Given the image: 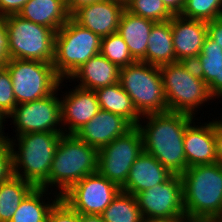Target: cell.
Instances as JSON below:
<instances>
[{"label":"cell","mask_w":222,"mask_h":222,"mask_svg":"<svg viewBox=\"0 0 222 222\" xmlns=\"http://www.w3.org/2000/svg\"><path fill=\"white\" fill-rule=\"evenodd\" d=\"M148 124L138 125L144 152L154 156L172 174L181 175L187 169L183 137L194 116L181 112L146 114Z\"/></svg>","instance_id":"1"},{"label":"cell","mask_w":222,"mask_h":222,"mask_svg":"<svg viewBox=\"0 0 222 222\" xmlns=\"http://www.w3.org/2000/svg\"><path fill=\"white\" fill-rule=\"evenodd\" d=\"M187 222L222 216V165L218 162L188 167L181 175Z\"/></svg>","instance_id":"2"},{"label":"cell","mask_w":222,"mask_h":222,"mask_svg":"<svg viewBox=\"0 0 222 222\" xmlns=\"http://www.w3.org/2000/svg\"><path fill=\"white\" fill-rule=\"evenodd\" d=\"M98 150L75 134H62L53 157L48 179L40 186L58 185L59 195L85 176L97 172Z\"/></svg>","instance_id":"3"},{"label":"cell","mask_w":222,"mask_h":222,"mask_svg":"<svg viewBox=\"0 0 222 222\" xmlns=\"http://www.w3.org/2000/svg\"><path fill=\"white\" fill-rule=\"evenodd\" d=\"M159 69L169 111L193 116L196 107L213 98L194 63L175 62Z\"/></svg>","instance_id":"4"},{"label":"cell","mask_w":222,"mask_h":222,"mask_svg":"<svg viewBox=\"0 0 222 222\" xmlns=\"http://www.w3.org/2000/svg\"><path fill=\"white\" fill-rule=\"evenodd\" d=\"M62 134L64 133L38 132L19 135L18 153L14 151L13 141L7 138L12 151L13 174L29 181L35 187H40L49 177L55 150ZM17 168H24V174H20Z\"/></svg>","instance_id":"5"},{"label":"cell","mask_w":222,"mask_h":222,"mask_svg":"<svg viewBox=\"0 0 222 222\" xmlns=\"http://www.w3.org/2000/svg\"><path fill=\"white\" fill-rule=\"evenodd\" d=\"M101 37L70 18L56 33L53 67L63 80L100 53Z\"/></svg>","instance_id":"6"},{"label":"cell","mask_w":222,"mask_h":222,"mask_svg":"<svg viewBox=\"0 0 222 222\" xmlns=\"http://www.w3.org/2000/svg\"><path fill=\"white\" fill-rule=\"evenodd\" d=\"M119 83L140 115L169 111L159 67L135 61L120 68Z\"/></svg>","instance_id":"7"},{"label":"cell","mask_w":222,"mask_h":222,"mask_svg":"<svg viewBox=\"0 0 222 222\" xmlns=\"http://www.w3.org/2000/svg\"><path fill=\"white\" fill-rule=\"evenodd\" d=\"M11 59L54 61L55 31L18 14L6 16Z\"/></svg>","instance_id":"8"},{"label":"cell","mask_w":222,"mask_h":222,"mask_svg":"<svg viewBox=\"0 0 222 222\" xmlns=\"http://www.w3.org/2000/svg\"><path fill=\"white\" fill-rule=\"evenodd\" d=\"M6 68L11 76L17 104L32 102L51 95L62 81L56 74L53 63L10 59Z\"/></svg>","instance_id":"9"},{"label":"cell","mask_w":222,"mask_h":222,"mask_svg":"<svg viewBox=\"0 0 222 222\" xmlns=\"http://www.w3.org/2000/svg\"><path fill=\"white\" fill-rule=\"evenodd\" d=\"M143 151L141 131L138 126H133L98 150L97 172L121 188L126 183L132 164Z\"/></svg>","instance_id":"10"},{"label":"cell","mask_w":222,"mask_h":222,"mask_svg":"<svg viewBox=\"0 0 222 222\" xmlns=\"http://www.w3.org/2000/svg\"><path fill=\"white\" fill-rule=\"evenodd\" d=\"M135 197L144 219L186 221L180 175L173 174L166 182L154 185Z\"/></svg>","instance_id":"11"},{"label":"cell","mask_w":222,"mask_h":222,"mask_svg":"<svg viewBox=\"0 0 222 222\" xmlns=\"http://www.w3.org/2000/svg\"><path fill=\"white\" fill-rule=\"evenodd\" d=\"M121 188L98 172L72 185L61 199L79 214L101 215Z\"/></svg>","instance_id":"12"},{"label":"cell","mask_w":222,"mask_h":222,"mask_svg":"<svg viewBox=\"0 0 222 222\" xmlns=\"http://www.w3.org/2000/svg\"><path fill=\"white\" fill-rule=\"evenodd\" d=\"M9 116L14 118L19 133L17 136L38 132L64 133L56 128L61 122V104L54 93L32 102L17 104Z\"/></svg>","instance_id":"13"},{"label":"cell","mask_w":222,"mask_h":222,"mask_svg":"<svg viewBox=\"0 0 222 222\" xmlns=\"http://www.w3.org/2000/svg\"><path fill=\"white\" fill-rule=\"evenodd\" d=\"M124 0H99L76 10L71 18L101 38L118 32Z\"/></svg>","instance_id":"14"},{"label":"cell","mask_w":222,"mask_h":222,"mask_svg":"<svg viewBox=\"0 0 222 222\" xmlns=\"http://www.w3.org/2000/svg\"><path fill=\"white\" fill-rule=\"evenodd\" d=\"M171 29L176 62L193 63L201 53L207 36V22L174 15Z\"/></svg>","instance_id":"15"},{"label":"cell","mask_w":222,"mask_h":222,"mask_svg":"<svg viewBox=\"0 0 222 222\" xmlns=\"http://www.w3.org/2000/svg\"><path fill=\"white\" fill-rule=\"evenodd\" d=\"M132 127L122 116L100 109L75 135L100 150Z\"/></svg>","instance_id":"16"},{"label":"cell","mask_w":222,"mask_h":222,"mask_svg":"<svg viewBox=\"0 0 222 222\" xmlns=\"http://www.w3.org/2000/svg\"><path fill=\"white\" fill-rule=\"evenodd\" d=\"M60 104L61 121L69 124L68 134H75L101 109L95 92L78 86Z\"/></svg>","instance_id":"17"},{"label":"cell","mask_w":222,"mask_h":222,"mask_svg":"<svg viewBox=\"0 0 222 222\" xmlns=\"http://www.w3.org/2000/svg\"><path fill=\"white\" fill-rule=\"evenodd\" d=\"M172 175L154 156L143 151L132 164L121 191L135 196L154 185L166 182Z\"/></svg>","instance_id":"18"},{"label":"cell","mask_w":222,"mask_h":222,"mask_svg":"<svg viewBox=\"0 0 222 222\" xmlns=\"http://www.w3.org/2000/svg\"><path fill=\"white\" fill-rule=\"evenodd\" d=\"M191 124L186 126L183 137L187 168L217 162L214 121L201 127Z\"/></svg>","instance_id":"19"},{"label":"cell","mask_w":222,"mask_h":222,"mask_svg":"<svg viewBox=\"0 0 222 222\" xmlns=\"http://www.w3.org/2000/svg\"><path fill=\"white\" fill-rule=\"evenodd\" d=\"M212 96H222V47L206 36L201 53L193 62Z\"/></svg>","instance_id":"20"},{"label":"cell","mask_w":222,"mask_h":222,"mask_svg":"<svg viewBox=\"0 0 222 222\" xmlns=\"http://www.w3.org/2000/svg\"><path fill=\"white\" fill-rule=\"evenodd\" d=\"M154 23L126 9L121 14L118 33L126 42L131 56L136 61H141L145 57L148 38Z\"/></svg>","instance_id":"21"},{"label":"cell","mask_w":222,"mask_h":222,"mask_svg":"<svg viewBox=\"0 0 222 222\" xmlns=\"http://www.w3.org/2000/svg\"><path fill=\"white\" fill-rule=\"evenodd\" d=\"M18 15L55 32L71 18L66 0H29Z\"/></svg>","instance_id":"22"},{"label":"cell","mask_w":222,"mask_h":222,"mask_svg":"<svg viewBox=\"0 0 222 222\" xmlns=\"http://www.w3.org/2000/svg\"><path fill=\"white\" fill-rule=\"evenodd\" d=\"M120 68L100 53L91 57L71 77L80 78L78 87L97 90L119 82Z\"/></svg>","instance_id":"23"},{"label":"cell","mask_w":222,"mask_h":222,"mask_svg":"<svg viewBox=\"0 0 222 222\" xmlns=\"http://www.w3.org/2000/svg\"><path fill=\"white\" fill-rule=\"evenodd\" d=\"M141 61L157 67L176 62L171 19L153 24L148 38L146 54Z\"/></svg>","instance_id":"24"},{"label":"cell","mask_w":222,"mask_h":222,"mask_svg":"<svg viewBox=\"0 0 222 222\" xmlns=\"http://www.w3.org/2000/svg\"><path fill=\"white\" fill-rule=\"evenodd\" d=\"M101 110L122 116L132 126H138L140 114L135 109L132 99L125 92L119 82L99 88L94 91Z\"/></svg>","instance_id":"25"},{"label":"cell","mask_w":222,"mask_h":222,"mask_svg":"<svg viewBox=\"0 0 222 222\" xmlns=\"http://www.w3.org/2000/svg\"><path fill=\"white\" fill-rule=\"evenodd\" d=\"M34 188L32 183L15 175L0 183V222H10L23 199Z\"/></svg>","instance_id":"26"},{"label":"cell","mask_w":222,"mask_h":222,"mask_svg":"<svg viewBox=\"0 0 222 222\" xmlns=\"http://www.w3.org/2000/svg\"><path fill=\"white\" fill-rule=\"evenodd\" d=\"M45 191L44 188L35 187L23 199L10 222H47L50 210L61 196L58 194L52 204H44L43 201L41 202V197H43Z\"/></svg>","instance_id":"27"},{"label":"cell","mask_w":222,"mask_h":222,"mask_svg":"<svg viewBox=\"0 0 222 222\" xmlns=\"http://www.w3.org/2000/svg\"><path fill=\"white\" fill-rule=\"evenodd\" d=\"M104 222H142L144 220L133 194L120 191L101 214Z\"/></svg>","instance_id":"28"},{"label":"cell","mask_w":222,"mask_h":222,"mask_svg":"<svg viewBox=\"0 0 222 222\" xmlns=\"http://www.w3.org/2000/svg\"><path fill=\"white\" fill-rule=\"evenodd\" d=\"M100 54L119 68L126 67L136 61L118 32L101 38Z\"/></svg>","instance_id":"29"},{"label":"cell","mask_w":222,"mask_h":222,"mask_svg":"<svg viewBox=\"0 0 222 222\" xmlns=\"http://www.w3.org/2000/svg\"><path fill=\"white\" fill-rule=\"evenodd\" d=\"M125 9L132 14L154 22L170 20L174 15L165 7L162 0H124Z\"/></svg>","instance_id":"30"},{"label":"cell","mask_w":222,"mask_h":222,"mask_svg":"<svg viewBox=\"0 0 222 222\" xmlns=\"http://www.w3.org/2000/svg\"><path fill=\"white\" fill-rule=\"evenodd\" d=\"M221 6L222 0H185L180 16L208 22L222 17Z\"/></svg>","instance_id":"31"},{"label":"cell","mask_w":222,"mask_h":222,"mask_svg":"<svg viewBox=\"0 0 222 222\" xmlns=\"http://www.w3.org/2000/svg\"><path fill=\"white\" fill-rule=\"evenodd\" d=\"M16 106L10 73L7 68H0V113L9 117Z\"/></svg>","instance_id":"32"},{"label":"cell","mask_w":222,"mask_h":222,"mask_svg":"<svg viewBox=\"0 0 222 222\" xmlns=\"http://www.w3.org/2000/svg\"><path fill=\"white\" fill-rule=\"evenodd\" d=\"M47 222H80V214L60 198L50 210Z\"/></svg>","instance_id":"33"},{"label":"cell","mask_w":222,"mask_h":222,"mask_svg":"<svg viewBox=\"0 0 222 222\" xmlns=\"http://www.w3.org/2000/svg\"><path fill=\"white\" fill-rule=\"evenodd\" d=\"M12 151L9 142L0 145V183L13 176Z\"/></svg>","instance_id":"34"},{"label":"cell","mask_w":222,"mask_h":222,"mask_svg":"<svg viewBox=\"0 0 222 222\" xmlns=\"http://www.w3.org/2000/svg\"><path fill=\"white\" fill-rule=\"evenodd\" d=\"M10 59L6 16L0 15V68H6Z\"/></svg>","instance_id":"35"},{"label":"cell","mask_w":222,"mask_h":222,"mask_svg":"<svg viewBox=\"0 0 222 222\" xmlns=\"http://www.w3.org/2000/svg\"><path fill=\"white\" fill-rule=\"evenodd\" d=\"M29 0H0V15L18 14Z\"/></svg>","instance_id":"36"},{"label":"cell","mask_w":222,"mask_h":222,"mask_svg":"<svg viewBox=\"0 0 222 222\" xmlns=\"http://www.w3.org/2000/svg\"><path fill=\"white\" fill-rule=\"evenodd\" d=\"M207 35L222 47V17L207 22Z\"/></svg>","instance_id":"37"},{"label":"cell","mask_w":222,"mask_h":222,"mask_svg":"<svg viewBox=\"0 0 222 222\" xmlns=\"http://www.w3.org/2000/svg\"><path fill=\"white\" fill-rule=\"evenodd\" d=\"M214 135L217 162L222 165V121L214 122Z\"/></svg>","instance_id":"38"},{"label":"cell","mask_w":222,"mask_h":222,"mask_svg":"<svg viewBox=\"0 0 222 222\" xmlns=\"http://www.w3.org/2000/svg\"><path fill=\"white\" fill-rule=\"evenodd\" d=\"M165 7L173 14L180 15L185 4V0H162Z\"/></svg>","instance_id":"39"},{"label":"cell","mask_w":222,"mask_h":222,"mask_svg":"<svg viewBox=\"0 0 222 222\" xmlns=\"http://www.w3.org/2000/svg\"><path fill=\"white\" fill-rule=\"evenodd\" d=\"M99 0H66V8L70 15H72L80 7L92 4Z\"/></svg>","instance_id":"40"},{"label":"cell","mask_w":222,"mask_h":222,"mask_svg":"<svg viewBox=\"0 0 222 222\" xmlns=\"http://www.w3.org/2000/svg\"><path fill=\"white\" fill-rule=\"evenodd\" d=\"M80 222H104V220L101 215L80 214Z\"/></svg>","instance_id":"41"},{"label":"cell","mask_w":222,"mask_h":222,"mask_svg":"<svg viewBox=\"0 0 222 222\" xmlns=\"http://www.w3.org/2000/svg\"><path fill=\"white\" fill-rule=\"evenodd\" d=\"M4 116L0 113V145L6 144L8 143V139L5 138V136H3L2 134V122L4 120Z\"/></svg>","instance_id":"42"},{"label":"cell","mask_w":222,"mask_h":222,"mask_svg":"<svg viewBox=\"0 0 222 222\" xmlns=\"http://www.w3.org/2000/svg\"><path fill=\"white\" fill-rule=\"evenodd\" d=\"M142 222H187V221H169V220H157V219H144Z\"/></svg>","instance_id":"43"},{"label":"cell","mask_w":222,"mask_h":222,"mask_svg":"<svg viewBox=\"0 0 222 222\" xmlns=\"http://www.w3.org/2000/svg\"><path fill=\"white\" fill-rule=\"evenodd\" d=\"M212 222H222V216L215 217L211 219Z\"/></svg>","instance_id":"44"},{"label":"cell","mask_w":222,"mask_h":222,"mask_svg":"<svg viewBox=\"0 0 222 222\" xmlns=\"http://www.w3.org/2000/svg\"><path fill=\"white\" fill-rule=\"evenodd\" d=\"M194 222H212L211 220H200V221H194Z\"/></svg>","instance_id":"45"}]
</instances>
